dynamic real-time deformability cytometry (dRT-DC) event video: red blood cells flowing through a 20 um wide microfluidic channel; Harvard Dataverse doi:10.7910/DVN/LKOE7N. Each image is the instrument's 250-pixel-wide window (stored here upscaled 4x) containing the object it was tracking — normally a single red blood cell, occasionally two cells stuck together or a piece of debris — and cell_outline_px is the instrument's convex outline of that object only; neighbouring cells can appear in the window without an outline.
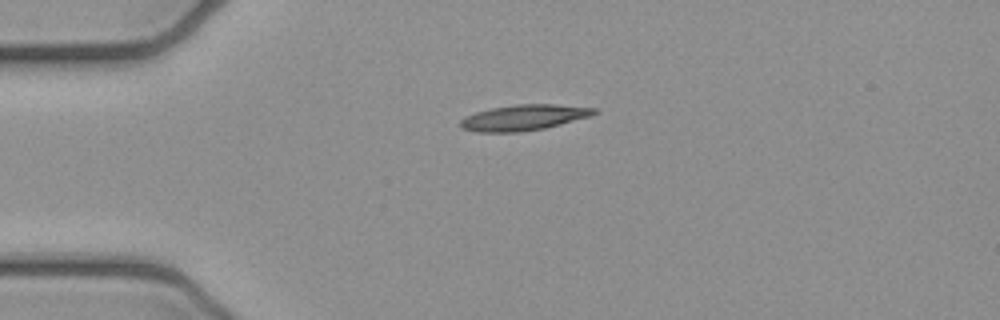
{"species": "common noctule bat (a hibernating species)", "species_latin": "Nyctalus noctula", "temperature_condition": "cold", "stored_images_in_passage": 1, "camera_frame_rate_fps": 3000, "um_per_image_px": 0.085, "animal": {"sex": "female", "body_mass_g": 21.9}, "frame": {"image": 1, "passage_image": 1, "time_ms": 0.0, "image_size_px": [1000, 320], "cell_outline_px": [[596, 112], [588, 116], [560, 124], [544, 128], [520, 132], [476, 132], [464, 128], [460, 124], [460, 120], [464, 116], [476, 112], [492, 108], [516, 104], [552, 104], [596, 108]], "centroid_in_image_um": [44.47, 9.99], "position_along_channel_um": 40.5, "area_um2": 19.71}}